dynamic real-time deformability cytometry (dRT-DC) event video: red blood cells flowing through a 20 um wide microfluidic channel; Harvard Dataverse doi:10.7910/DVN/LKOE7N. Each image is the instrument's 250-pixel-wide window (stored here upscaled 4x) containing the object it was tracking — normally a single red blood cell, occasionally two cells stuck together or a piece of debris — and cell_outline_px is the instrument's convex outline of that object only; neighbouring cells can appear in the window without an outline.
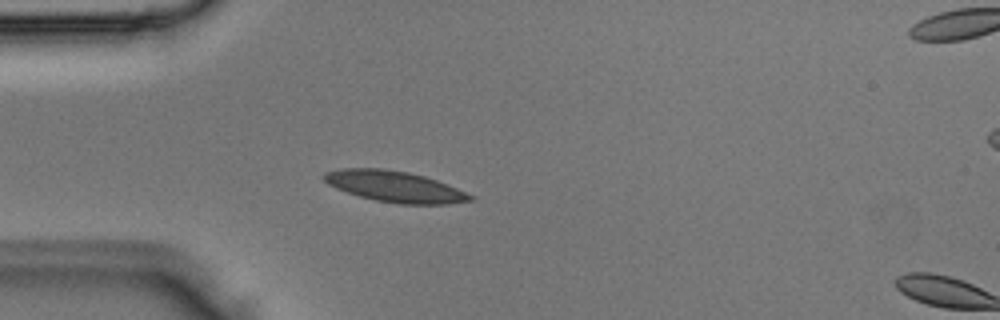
{"species": "Egyptian fruit bat (a non-hibernating species)", "species_latin": "Rousettus aegyptiacus", "temperature_condition": "room temperature", "stored_images_in_passage": 5, "camera_frame_rate_fps": 3000, "um_per_image_px": 0.085, "animal": {"sex": "male"}, "frame": {"image": 1, "passage_image": 4, "time_ms": 1.0, "image_size_px": [1000, 320], "cell_outline_px": [[476, 200], [448, 204], [400, 204], [376, 200], [360, 196], [336, 188], [328, 184], [324, 180], [324, 172], [344, 168], [380, 168], [408, 172], [424, 176], [436, 180], [476, 196]], "centroid_in_image_um": [33.59, 15.86], "position_along_channel_um": 51.4, "area_um2": 26.3}}